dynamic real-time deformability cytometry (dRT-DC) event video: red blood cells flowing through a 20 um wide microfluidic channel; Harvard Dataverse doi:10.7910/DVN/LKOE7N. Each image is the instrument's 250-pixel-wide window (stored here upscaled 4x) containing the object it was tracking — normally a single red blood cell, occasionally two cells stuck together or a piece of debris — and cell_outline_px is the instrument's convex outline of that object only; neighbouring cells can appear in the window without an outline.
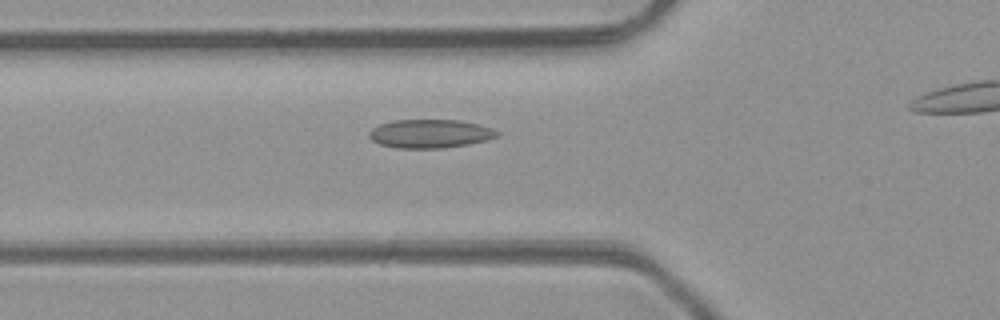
{"species": "common noctule bat (a hibernating species)", "species_latin": "Nyctalus noctula", "temperature_condition": "room temperature", "stored_images_in_passage": 32, "camera_frame_rate_fps": 3000, "um_per_image_px": 0.085, "animal": {"sex": "male", "body_mass_g": 23.1, "forearm_length_mm": 52.7}, "frame": {"image": 1, "passage_image": 7, "time_ms": 2.0, "image_size_px": [1000, 320], "cell_outline_px": [[500, 136], [468, 144], [440, 148], [400, 148], [380, 144], [372, 140], [368, 136], [368, 132], [372, 128], [380, 124], [392, 120], [460, 120], [492, 128], [500, 132]], "centroid_in_image_um": [36.54, 11.35], "position_along_channel_um": 89.3, "area_um2": 21.21}}
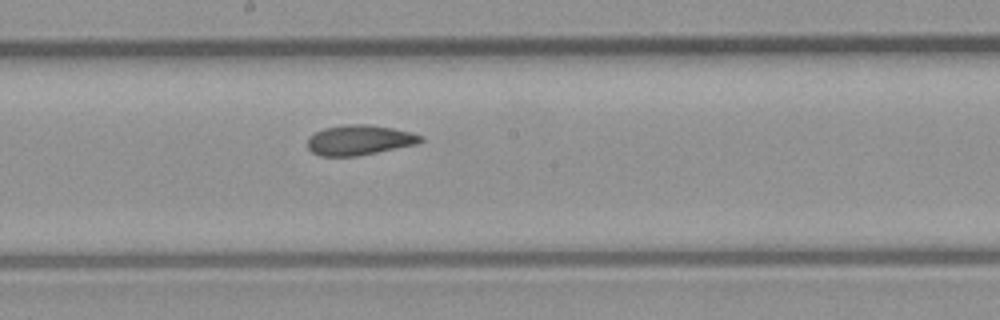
{"frame": {"image": 2, "passage_image": 16, "time_ms": 5.0, "image_size_px": [1000, 320], "cell_outline_px": [[424, 140], [416, 144], [356, 156], [320, 156], [312, 152], [308, 148], [308, 136], [324, 128], [348, 124], [368, 124], [392, 128], [412, 132], [424, 136]], "centroid_in_image_um": [30.55, 11.9], "position_along_channel_um": 217.7, "area_um2": 19.77}}
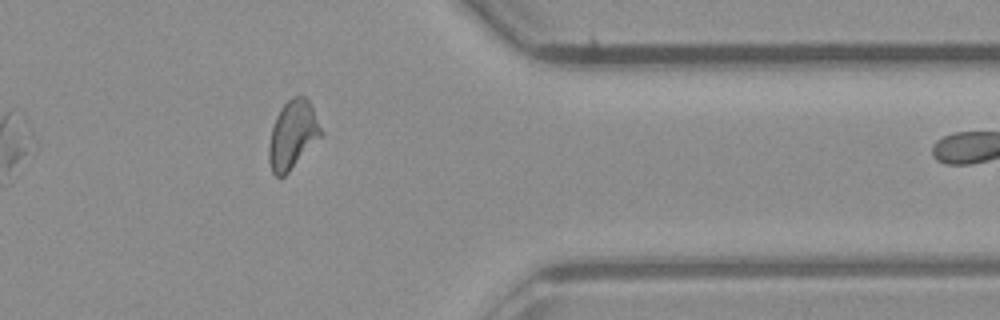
{"frame": {"image": 3, "passage_image": 29, "time_ms": 9.333, "image_size_px": [1000, 320], "cell_outline_px": [[324, 132], [288, 172], [284, 176], [276, 176], [272, 172], [268, 160], [268, 144], [272, 128], [276, 116], [280, 108], [292, 96], [304, 96], [308, 100]], "centroid_in_image_um": [24.85, 11.44], "position_along_channel_um": 386.5, "area_um2": 20.46}, "authors_computed_cell_mechanics": {"area_um2": 20.3745, "velocity_mm_per_s": 4.2504, "shape_relaxation_time_tau1_ms": null, "shape_relaxation_time_tau2_ms": 1.8506, "deformation_change_tau1": null, "deformation_change_tau2": 0.089}}